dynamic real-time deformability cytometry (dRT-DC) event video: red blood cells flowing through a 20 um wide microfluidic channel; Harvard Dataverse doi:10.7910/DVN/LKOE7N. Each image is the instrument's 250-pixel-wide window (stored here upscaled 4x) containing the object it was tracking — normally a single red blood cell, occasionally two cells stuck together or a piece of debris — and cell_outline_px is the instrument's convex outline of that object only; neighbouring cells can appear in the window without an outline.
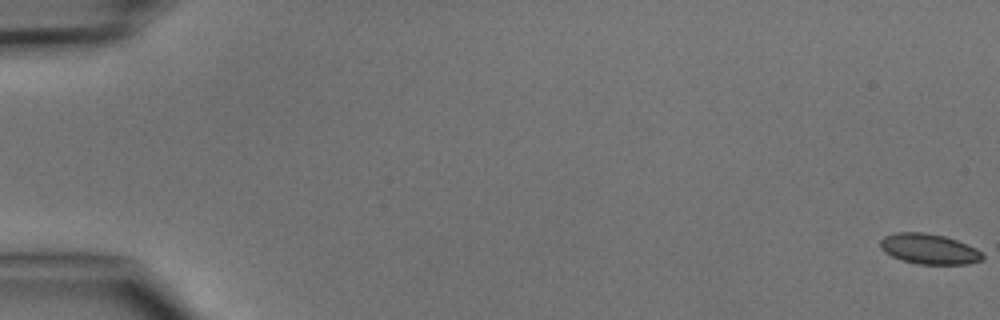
{"species": "common noctule bat (a hibernating species)", "species_latin": "Nyctalus noctula", "temperature_condition": "cold", "stored_images_in_passage": 6, "camera_frame_rate_fps": 3000, "um_per_image_px": 0.085, "animal": {"sex": "male", "body_mass_g": 15.6}, "frame": {"image": 1, "passage_image": 1, "time_ms": 0.0, "image_size_px": [1000, 320], "cell_outline_px": [[984, 260], [968, 264], [916, 264], [892, 256], [884, 252], [880, 248], [880, 240], [884, 236], [896, 232], [924, 232], [944, 236], [956, 240], [976, 248], [984, 256]], "centroid_in_image_um": [78.96, 21.16], "position_along_channel_um": 6.0, "area_um2": 18.09}}
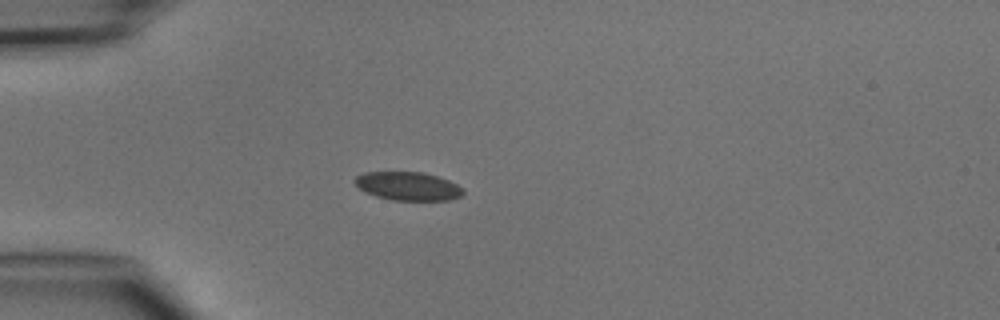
{"frame": {"image": 2, "passage_image": 5, "time_ms": 4.667, "image_size_px": [1000, 320], "cell_outline_px": [[464, 192], [460, 196], [448, 200], [392, 200], [376, 196], [364, 192], [352, 180], [356, 176], [364, 172], [424, 172], [448, 180], [464, 188]], "centroid_in_image_um": [34.66, 15.82], "position_along_channel_um": 50.3, "area_um2": 17.98}}